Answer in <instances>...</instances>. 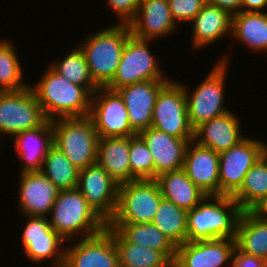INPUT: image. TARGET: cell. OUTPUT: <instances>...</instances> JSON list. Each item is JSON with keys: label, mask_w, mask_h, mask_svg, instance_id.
Here are the masks:
<instances>
[{"label": "cell", "mask_w": 267, "mask_h": 267, "mask_svg": "<svg viewBox=\"0 0 267 267\" xmlns=\"http://www.w3.org/2000/svg\"><path fill=\"white\" fill-rule=\"evenodd\" d=\"M18 208L23 216L48 218L59 189L42 171L19 174Z\"/></svg>", "instance_id": "17"}, {"label": "cell", "mask_w": 267, "mask_h": 267, "mask_svg": "<svg viewBox=\"0 0 267 267\" xmlns=\"http://www.w3.org/2000/svg\"><path fill=\"white\" fill-rule=\"evenodd\" d=\"M107 5L119 19L118 24L129 25L137 15L139 0H107Z\"/></svg>", "instance_id": "38"}, {"label": "cell", "mask_w": 267, "mask_h": 267, "mask_svg": "<svg viewBox=\"0 0 267 267\" xmlns=\"http://www.w3.org/2000/svg\"><path fill=\"white\" fill-rule=\"evenodd\" d=\"M231 111L202 123L194 130V141L220 153L238 144L246 136L242 133L241 120ZM242 134V135H241Z\"/></svg>", "instance_id": "23"}, {"label": "cell", "mask_w": 267, "mask_h": 267, "mask_svg": "<svg viewBox=\"0 0 267 267\" xmlns=\"http://www.w3.org/2000/svg\"><path fill=\"white\" fill-rule=\"evenodd\" d=\"M48 220L66 244L79 236L81 239L95 236L107 226L77 188L59 191Z\"/></svg>", "instance_id": "3"}, {"label": "cell", "mask_w": 267, "mask_h": 267, "mask_svg": "<svg viewBox=\"0 0 267 267\" xmlns=\"http://www.w3.org/2000/svg\"><path fill=\"white\" fill-rule=\"evenodd\" d=\"M48 119L31 87L0 91V137L38 128ZM1 141V138H0Z\"/></svg>", "instance_id": "9"}, {"label": "cell", "mask_w": 267, "mask_h": 267, "mask_svg": "<svg viewBox=\"0 0 267 267\" xmlns=\"http://www.w3.org/2000/svg\"><path fill=\"white\" fill-rule=\"evenodd\" d=\"M151 126L177 138L194 139L183 83L170 79L160 89L153 108Z\"/></svg>", "instance_id": "10"}, {"label": "cell", "mask_w": 267, "mask_h": 267, "mask_svg": "<svg viewBox=\"0 0 267 267\" xmlns=\"http://www.w3.org/2000/svg\"><path fill=\"white\" fill-rule=\"evenodd\" d=\"M232 198L243 211H252L267 199V152L250 168Z\"/></svg>", "instance_id": "31"}, {"label": "cell", "mask_w": 267, "mask_h": 267, "mask_svg": "<svg viewBox=\"0 0 267 267\" xmlns=\"http://www.w3.org/2000/svg\"><path fill=\"white\" fill-rule=\"evenodd\" d=\"M235 248L233 238L186 241L177 246L173 264L176 267H232Z\"/></svg>", "instance_id": "15"}, {"label": "cell", "mask_w": 267, "mask_h": 267, "mask_svg": "<svg viewBox=\"0 0 267 267\" xmlns=\"http://www.w3.org/2000/svg\"><path fill=\"white\" fill-rule=\"evenodd\" d=\"M130 136L100 138L97 163L118 185L131 181Z\"/></svg>", "instance_id": "25"}, {"label": "cell", "mask_w": 267, "mask_h": 267, "mask_svg": "<svg viewBox=\"0 0 267 267\" xmlns=\"http://www.w3.org/2000/svg\"><path fill=\"white\" fill-rule=\"evenodd\" d=\"M115 242L119 267H168L172 262L161 252L127 242L115 229H105Z\"/></svg>", "instance_id": "30"}, {"label": "cell", "mask_w": 267, "mask_h": 267, "mask_svg": "<svg viewBox=\"0 0 267 267\" xmlns=\"http://www.w3.org/2000/svg\"><path fill=\"white\" fill-rule=\"evenodd\" d=\"M53 144L79 170L97 163L98 133L92 118L67 117L51 120Z\"/></svg>", "instance_id": "6"}, {"label": "cell", "mask_w": 267, "mask_h": 267, "mask_svg": "<svg viewBox=\"0 0 267 267\" xmlns=\"http://www.w3.org/2000/svg\"><path fill=\"white\" fill-rule=\"evenodd\" d=\"M262 220L267 222V199L262 201L256 208L252 210Z\"/></svg>", "instance_id": "42"}, {"label": "cell", "mask_w": 267, "mask_h": 267, "mask_svg": "<svg viewBox=\"0 0 267 267\" xmlns=\"http://www.w3.org/2000/svg\"><path fill=\"white\" fill-rule=\"evenodd\" d=\"M48 120L82 117L90 113L92 94L70 82L50 66L39 81L30 85Z\"/></svg>", "instance_id": "2"}, {"label": "cell", "mask_w": 267, "mask_h": 267, "mask_svg": "<svg viewBox=\"0 0 267 267\" xmlns=\"http://www.w3.org/2000/svg\"><path fill=\"white\" fill-rule=\"evenodd\" d=\"M127 242L161 251L172 263L176 246L153 223H107Z\"/></svg>", "instance_id": "27"}, {"label": "cell", "mask_w": 267, "mask_h": 267, "mask_svg": "<svg viewBox=\"0 0 267 267\" xmlns=\"http://www.w3.org/2000/svg\"><path fill=\"white\" fill-rule=\"evenodd\" d=\"M207 2L227 11L232 16L241 12L242 0H207Z\"/></svg>", "instance_id": "40"}, {"label": "cell", "mask_w": 267, "mask_h": 267, "mask_svg": "<svg viewBox=\"0 0 267 267\" xmlns=\"http://www.w3.org/2000/svg\"><path fill=\"white\" fill-rule=\"evenodd\" d=\"M264 141L245 137L219 153V195L233 196L250 168L267 152Z\"/></svg>", "instance_id": "11"}, {"label": "cell", "mask_w": 267, "mask_h": 267, "mask_svg": "<svg viewBox=\"0 0 267 267\" xmlns=\"http://www.w3.org/2000/svg\"><path fill=\"white\" fill-rule=\"evenodd\" d=\"M169 80H149L118 89L128 111L131 128L139 134L151 127L153 108L160 89Z\"/></svg>", "instance_id": "18"}, {"label": "cell", "mask_w": 267, "mask_h": 267, "mask_svg": "<svg viewBox=\"0 0 267 267\" xmlns=\"http://www.w3.org/2000/svg\"><path fill=\"white\" fill-rule=\"evenodd\" d=\"M236 247L267 260V222L253 211H243L237 226Z\"/></svg>", "instance_id": "29"}, {"label": "cell", "mask_w": 267, "mask_h": 267, "mask_svg": "<svg viewBox=\"0 0 267 267\" xmlns=\"http://www.w3.org/2000/svg\"><path fill=\"white\" fill-rule=\"evenodd\" d=\"M15 45L8 39L0 41V91H18L29 87L24 79Z\"/></svg>", "instance_id": "35"}, {"label": "cell", "mask_w": 267, "mask_h": 267, "mask_svg": "<svg viewBox=\"0 0 267 267\" xmlns=\"http://www.w3.org/2000/svg\"><path fill=\"white\" fill-rule=\"evenodd\" d=\"M183 169L206 195H219V153L191 140L186 149Z\"/></svg>", "instance_id": "21"}, {"label": "cell", "mask_w": 267, "mask_h": 267, "mask_svg": "<svg viewBox=\"0 0 267 267\" xmlns=\"http://www.w3.org/2000/svg\"><path fill=\"white\" fill-rule=\"evenodd\" d=\"M191 26V48L199 51L225 39L226 35L231 37L232 15L207 2L193 18Z\"/></svg>", "instance_id": "24"}, {"label": "cell", "mask_w": 267, "mask_h": 267, "mask_svg": "<svg viewBox=\"0 0 267 267\" xmlns=\"http://www.w3.org/2000/svg\"><path fill=\"white\" fill-rule=\"evenodd\" d=\"M129 160L131 181L154 179V160L146 142L139 134L130 136Z\"/></svg>", "instance_id": "36"}, {"label": "cell", "mask_w": 267, "mask_h": 267, "mask_svg": "<svg viewBox=\"0 0 267 267\" xmlns=\"http://www.w3.org/2000/svg\"><path fill=\"white\" fill-rule=\"evenodd\" d=\"M77 189L96 213L108 223L117 207V182L95 163L79 170Z\"/></svg>", "instance_id": "14"}, {"label": "cell", "mask_w": 267, "mask_h": 267, "mask_svg": "<svg viewBox=\"0 0 267 267\" xmlns=\"http://www.w3.org/2000/svg\"><path fill=\"white\" fill-rule=\"evenodd\" d=\"M72 241L75 243L65 247L63 267H119L115 242L106 230Z\"/></svg>", "instance_id": "16"}, {"label": "cell", "mask_w": 267, "mask_h": 267, "mask_svg": "<svg viewBox=\"0 0 267 267\" xmlns=\"http://www.w3.org/2000/svg\"><path fill=\"white\" fill-rule=\"evenodd\" d=\"M89 116L99 138L135 136L128 111L118 91L99 87L91 96Z\"/></svg>", "instance_id": "13"}, {"label": "cell", "mask_w": 267, "mask_h": 267, "mask_svg": "<svg viewBox=\"0 0 267 267\" xmlns=\"http://www.w3.org/2000/svg\"><path fill=\"white\" fill-rule=\"evenodd\" d=\"M188 211L162 198L152 223L177 247L187 241Z\"/></svg>", "instance_id": "32"}, {"label": "cell", "mask_w": 267, "mask_h": 267, "mask_svg": "<svg viewBox=\"0 0 267 267\" xmlns=\"http://www.w3.org/2000/svg\"><path fill=\"white\" fill-rule=\"evenodd\" d=\"M155 180L162 197L186 211L196 207L207 196L187 177L183 168L165 172Z\"/></svg>", "instance_id": "26"}, {"label": "cell", "mask_w": 267, "mask_h": 267, "mask_svg": "<svg viewBox=\"0 0 267 267\" xmlns=\"http://www.w3.org/2000/svg\"><path fill=\"white\" fill-rule=\"evenodd\" d=\"M24 217L27 218L20 242L25 257L37 265L51 260V267H63L66 241L51 227L48 218Z\"/></svg>", "instance_id": "12"}, {"label": "cell", "mask_w": 267, "mask_h": 267, "mask_svg": "<svg viewBox=\"0 0 267 267\" xmlns=\"http://www.w3.org/2000/svg\"><path fill=\"white\" fill-rule=\"evenodd\" d=\"M162 198L155 179H139L121 184L116 211L108 223H152Z\"/></svg>", "instance_id": "8"}, {"label": "cell", "mask_w": 267, "mask_h": 267, "mask_svg": "<svg viewBox=\"0 0 267 267\" xmlns=\"http://www.w3.org/2000/svg\"><path fill=\"white\" fill-rule=\"evenodd\" d=\"M14 149L22 165L20 173L41 171L44 159L53 144V127L51 120L42 126L22 131L15 136Z\"/></svg>", "instance_id": "22"}, {"label": "cell", "mask_w": 267, "mask_h": 267, "mask_svg": "<svg viewBox=\"0 0 267 267\" xmlns=\"http://www.w3.org/2000/svg\"><path fill=\"white\" fill-rule=\"evenodd\" d=\"M232 267H267V260L245 254L236 247L232 258Z\"/></svg>", "instance_id": "39"}, {"label": "cell", "mask_w": 267, "mask_h": 267, "mask_svg": "<svg viewBox=\"0 0 267 267\" xmlns=\"http://www.w3.org/2000/svg\"><path fill=\"white\" fill-rule=\"evenodd\" d=\"M129 25L114 23L89 34L81 45L90 75L99 87H105L114 77L122 51L131 36Z\"/></svg>", "instance_id": "4"}, {"label": "cell", "mask_w": 267, "mask_h": 267, "mask_svg": "<svg viewBox=\"0 0 267 267\" xmlns=\"http://www.w3.org/2000/svg\"><path fill=\"white\" fill-rule=\"evenodd\" d=\"M149 43H152V40L150 42V40L139 39L131 35L122 51L116 73L105 87L117 91L134 83L170 80L156 61L158 59L149 48Z\"/></svg>", "instance_id": "7"}, {"label": "cell", "mask_w": 267, "mask_h": 267, "mask_svg": "<svg viewBox=\"0 0 267 267\" xmlns=\"http://www.w3.org/2000/svg\"><path fill=\"white\" fill-rule=\"evenodd\" d=\"M231 36L251 52L267 53V12H239L232 16Z\"/></svg>", "instance_id": "28"}, {"label": "cell", "mask_w": 267, "mask_h": 267, "mask_svg": "<svg viewBox=\"0 0 267 267\" xmlns=\"http://www.w3.org/2000/svg\"><path fill=\"white\" fill-rule=\"evenodd\" d=\"M50 67L70 82L84 86L91 94L99 88L90 75L85 55L79 46L69 50L63 59L53 61Z\"/></svg>", "instance_id": "34"}, {"label": "cell", "mask_w": 267, "mask_h": 267, "mask_svg": "<svg viewBox=\"0 0 267 267\" xmlns=\"http://www.w3.org/2000/svg\"><path fill=\"white\" fill-rule=\"evenodd\" d=\"M267 0H242L241 11L243 12H265Z\"/></svg>", "instance_id": "41"}, {"label": "cell", "mask_w": 267, "mask_h": 267, "mask_svg": "<svg viewBox=\"0 0 267 267\" xmlns=\"http://www.w3.org/2000/svg\"><path fill=\"white\" fill-rule=\"evenodd\" d=\"M176 26L168 0H139L137 15L129 24L134 37L150 41L172 35Z\"/></svg>", "instance_id": "20"}, {"label": "cell", "mask_w": 267, "mask_h": 267, "mask_svg": "<svg viewBox=\"0 0 267 267\" xmlns=\"http://www.w3.org/2000/svg\"><path fill=\"white\" fill-rule=\"evenodd\" d=\"M214 64L208 73L193 91L183 84L187 101V112L193 130L202 123L219 117L230 110L224 106L225 85L229 70V56L224 55ZM188 87V88H187Z\"/></svg>", "instance_id": "5"}, {"label": "cell", "mask_w": 267, "mask_h": 267, "mask_svg": "<svg viewBox=\"0 0 267 267\" xmlns=\"http://www.w3.org/2000/svg\"><path fill=\"white\" fill-rule=\"evenodd\" d=\"M168 267H176L173 263L171 265H169Z\"/></svg>", "instance_id": "43"}, {"label": "cell", "mask_w": 267, "mask_h": 267, "mask_svg": "<svg viewBox=\"0 0 267 267\" xmlns=\"http://www.w3.org/2000/svg\"><path fill=\"white\" fill-rule=\"evenodd\" d=\"M206 3L207 0H168L172 19L177 26L179 21L180 24L191 23Z\"/></svg>", "instance_id": "37"}, {"label": "cell", "mask_w": 267, "mask_h": 267, "mask_svg": "<svg viewBox=\"0 0 267 267\" xmlns=\"http://www.w3.org/2000/svg\"><path fill=\"white\" fill-rule=\"evenodd\" d=\"M242 212L232 196L207 195L188 211L187 241L236 239Z\"/></svg>", "instance_id": "1"}, {"label": "cell", "mask_w": 267, "mask_h": 267, "mask_svg": "<svg viewBox=\"0 0 267 267\" xmlns=\"http://www.w3.org/2000/svg\"><path fill=\"white\" fill-rule=\"evenodd\" d=\"M154 160V179L173 170L182 169L188 144L193 139H181L149 127L139 133Z\"/></svg>", "instance_id": "19"}, {"label": "cell", "mask_w": 267, "mask_h": 267, "mask_svg": "<svg viewBox=\"0 0 267 267\" xmlns=\"http://www.w3.org/2000/svg\"><path fill=\"white\" fill-rule=\"evenodd\" d=\"M41 171L60 191L78 186L79 169L54 145L49 149Z\"/></svg>", "instance_id": "33"}]
</instances>
